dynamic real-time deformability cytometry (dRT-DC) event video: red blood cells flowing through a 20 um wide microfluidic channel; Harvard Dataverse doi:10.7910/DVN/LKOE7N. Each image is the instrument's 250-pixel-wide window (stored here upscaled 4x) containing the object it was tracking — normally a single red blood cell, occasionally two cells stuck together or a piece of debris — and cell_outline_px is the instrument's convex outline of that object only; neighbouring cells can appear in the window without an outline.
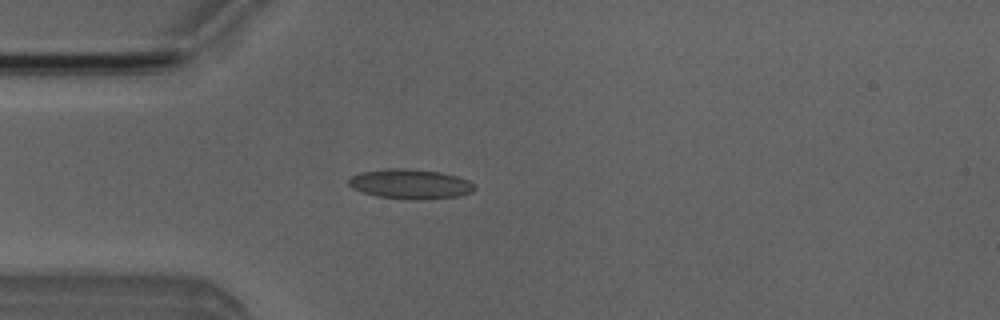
{"species": "Egyptian fruit bat (a non-hibernating species)", "species_latin": "Rousettus aegyptiacus", "temperature_condition": "room temperature", "stored_images_in_passage": 3, "camera_frame_rate_fps": 3000, "um_per_image_px": 0.085, "animal": {"sex": "male"}, "frame": {"image": 1, "passage_image": 3, "time_ms": 2.333, "image_size_px": [1000, 320], "cell_outline_px": [[476, 188], [472, 192], [460, 196], [420, 200], [412, 200], [376, 196], [352, 188], [348, 184], [348, 180], [352, 176], [360, 172], [384, 168], [408, 168], [440, 172], [456, 176], [468, 180]], "centroid_in_image_um": [34.87, 15.64], "position_along_channel_um": 50.1, "area_um2": 21.96}}